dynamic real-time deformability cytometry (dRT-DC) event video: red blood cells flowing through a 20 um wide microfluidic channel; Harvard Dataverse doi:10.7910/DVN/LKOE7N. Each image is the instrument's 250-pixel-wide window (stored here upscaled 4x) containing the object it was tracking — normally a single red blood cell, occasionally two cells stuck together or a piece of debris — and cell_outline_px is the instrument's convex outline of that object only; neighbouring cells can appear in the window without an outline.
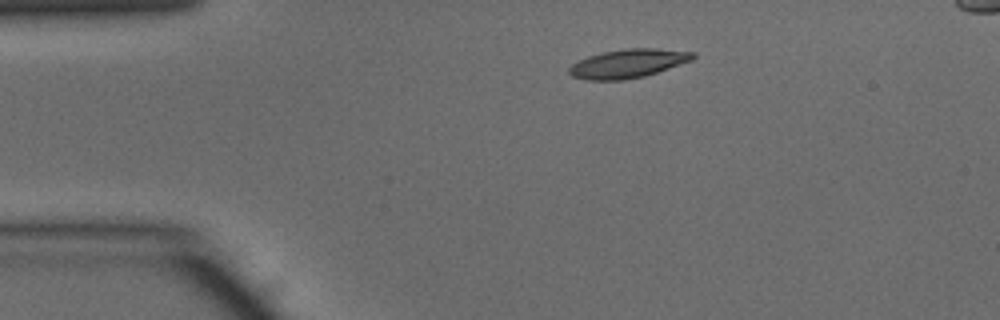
{"species": "common noctule bat (a hibernating species)", "species_latin": "Nyctalus noctula", "temperature_condition": "warm", "stored_images_in_passage": 40, "camera_frame_rate_fps": 3000, "um_per_image_px": 0.085, "animal": {"sex": "male", "body_mass_g": 15.6}, "frame": {"image": 1, "passage_image": 1, "time_ms": 0.0, "image_size_px": [1000, 320], "cell_outline_px": [[696, 56], [692, 60], [644, 76], [624, 80], [584, 80], [572, 76], [568, 72], [568, 68], [572, 64], [588, 56], [604, 52], [624, 48], [656, 48], [696, 52]], "centroid_in_image_um": [53.37, 5.39], "position_along_channel_um": 31.6, "area_um2": 20.69}}
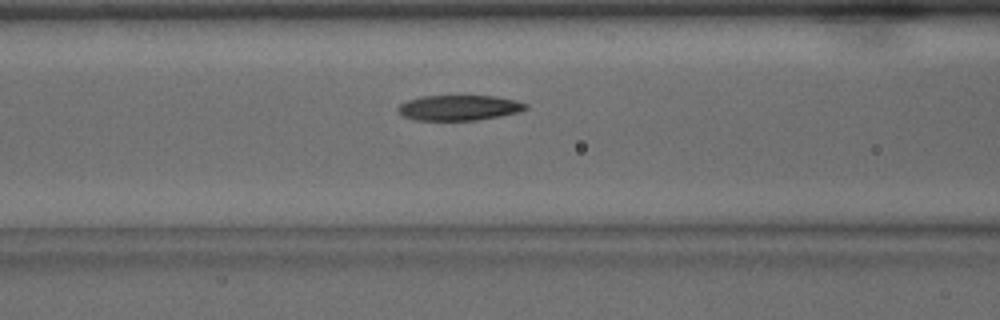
{"frame": {"image": 2, "passage_image": 11, "time_ms": 3.333, "image_size_px": [1000, 320], "cell_outline_px": [[528, 108], [520, 112], [500, 116], [476, 120], [416, 120], [404, 116], [396, 108], [400, 104], [408, 100], [420, 96], [496, 96], [516, 100], [528, 104]], "centroid_in_image_um": [39.05, 9.15], "position_along_channel_um": 127.5, "area_um2": 18.84}}
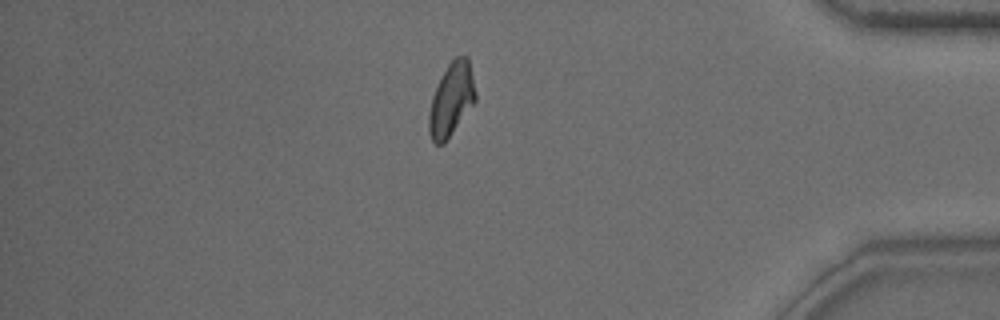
{"frame": {"image": 3, "passage_image": 33, "time_ms": 10.667, "image_size_px": [1000, 320], "cell_outline_px": [[476, 100], [444, 144], [436, 144], [432, 140], [428, 132], [428, 112], [432, 96], [448, 64], [456, 56], [468, 56], [476, 92]], "centroid_in_image_um": [38.36, 8.47], "position_along_channel_um": 396.8, "area_um2": 19.71}}